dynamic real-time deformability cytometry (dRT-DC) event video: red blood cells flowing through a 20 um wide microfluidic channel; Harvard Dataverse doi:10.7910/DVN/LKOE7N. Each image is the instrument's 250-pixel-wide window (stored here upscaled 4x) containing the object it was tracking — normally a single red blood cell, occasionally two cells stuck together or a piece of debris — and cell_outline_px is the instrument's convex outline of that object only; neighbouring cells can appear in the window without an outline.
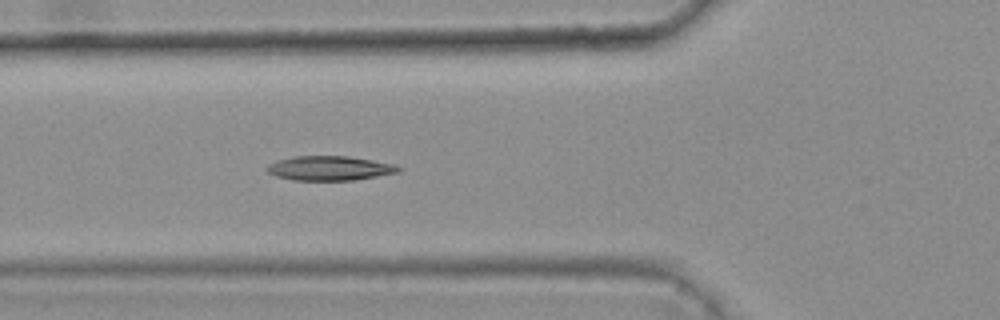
{"species": "common noctule bat (a hibernating species)", "species_latin": "Nyctalus noctula", "temperature_condition": "warm", "stored_images_in_passage": 6, "camera_frame_rate_fps": 3000, "um_per_image_px": 0.085, "animal": {"sex": "female", "body_mass_g": 25.1}, "frame": {"image": 1, "passage_image": 6, "time_ms": 1.667, "image_size_px": [1000, 320], "cell_outline_px": [[404, 168], [400, 172], [356, 180], [292, 180], [276, 176], [268, 172], [264, 168], [268, 164], [276, 160], [292, 156], [348, 156], [372, 160], [392, 164]], "centroid_in_image_um": [28.0, 14.3], "position_along_channel_um": 97.8, "area_um2": 18.9}}